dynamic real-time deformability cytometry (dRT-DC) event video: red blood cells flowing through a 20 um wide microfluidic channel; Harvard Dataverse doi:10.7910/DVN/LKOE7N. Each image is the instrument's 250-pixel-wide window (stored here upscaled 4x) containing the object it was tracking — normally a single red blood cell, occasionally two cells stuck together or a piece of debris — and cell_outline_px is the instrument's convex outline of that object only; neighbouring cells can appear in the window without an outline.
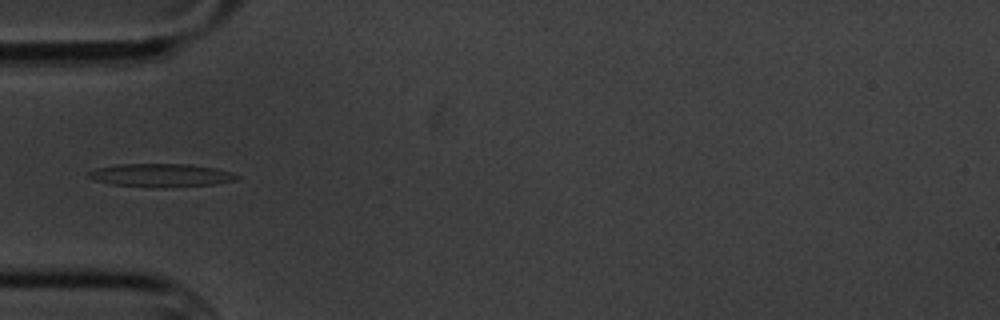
{"species": "common noctule bat (a hibernating species)", "species_latin": "Nyctalus noctula", "temperature_condition": "cold", "stored_images_in_passage": 5, "camera_frame_rate_fps": 3000, "um_per_image_px": 0.085, "animal": {"sex": "male", "body_mass_g": 20.1, "forearm_length_mm": 53.5}, "frame": {"image": 1, "passage_image": 1, "time_ms": 0.0, "image_size_px": [1000, 320], "cell_outline_px": [[240, 176], [236, 180], [212, 184], [156, 188], [152, 188], [112, 184], [92, 180], [88, 176], [88, 172], [96, 168], [120, 164], [192, 164], [216, 168], [232, 172]], "centroid_in_image_um": [13.67, 14.9], "position_along_channel_um": 71.3, "area_um2": 20.17}}
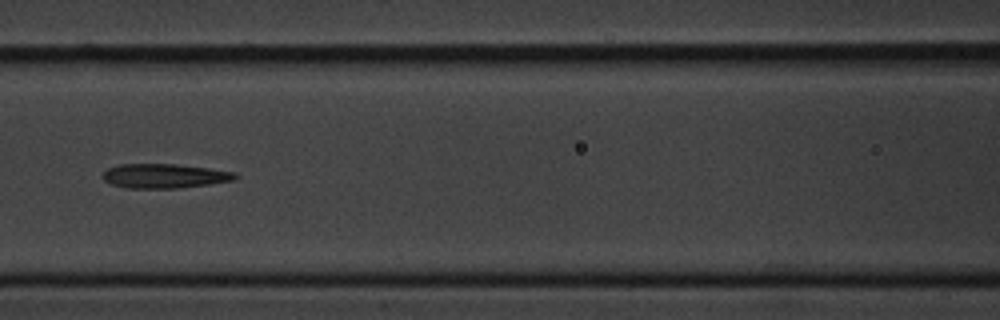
{"frame": {"image": 2, "passage_image": 3, "time_ms": 2.333, "image_size_px": [1000, 320], "cell_outline_px": [[240, 176], [236, 180], [208, 184], [176, 188], [128, 188], [112, 184], [104, 180], [100, 176], [108, 168], [120, 164], [176, 164], [208, 168], [236, 172]], "centroid_in_image_um": [14.0, 14.95], "position_along_channel_um": 152.6, "area_um2": 18.84}}
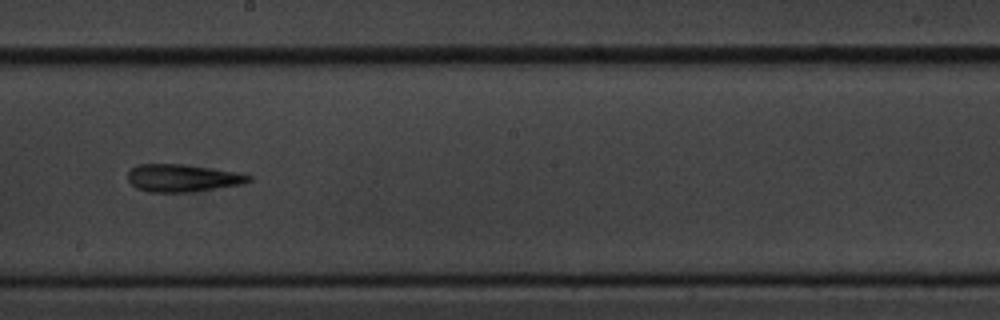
{"frame": {"image": 3, "passage_image": 5, "time_ms": 4.667, "image_size_px": [1000, 320], "cell_outline_px": [[252, 180], [244, 184], [192, 192], [148, 192], [136, 188], [128, 180], [128, 172], [136, 164], [184, 164], [236, 172], [252, 176]], "centroid_in_image_um": [15.52, 15.13], "position_along_channel_um": 232.7, "area_um2": 19.48}}